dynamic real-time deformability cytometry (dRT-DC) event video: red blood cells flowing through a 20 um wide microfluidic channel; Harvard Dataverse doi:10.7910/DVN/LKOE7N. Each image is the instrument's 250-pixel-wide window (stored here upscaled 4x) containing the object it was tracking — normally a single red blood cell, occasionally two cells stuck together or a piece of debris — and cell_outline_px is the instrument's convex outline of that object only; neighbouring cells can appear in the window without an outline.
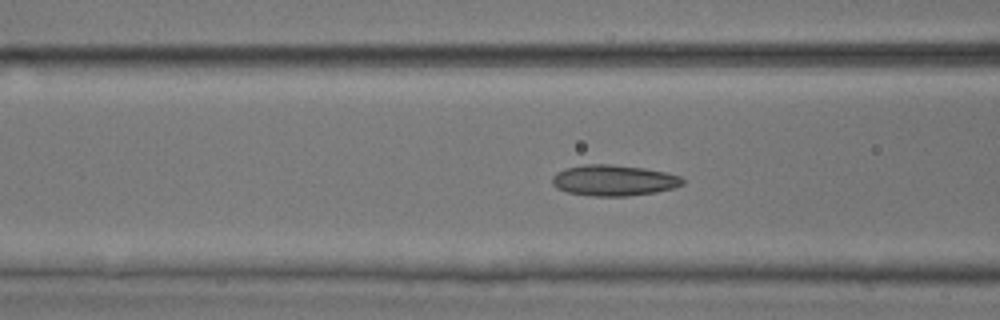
{"species": "common noctule bat (a hibernating species)", "species_latin": "Nyctalus noctula", "temperature_condition": "room temperature", "stored_images_in_passage": 43, "camera_frame_rate_fps": 3000, "um_per_image_px": 0.085, "animal": {"sex": "male", "body_mass_g": 17.9, "forearm_length_mm": 54.2}, "frame": {"image": 1, "passage_image": 17, "time_ms": 5.333, "image_size_px": [1000, 320], "cell_outline_px": [[684, 184], [672, 188], [656, 192], [628, 196], [592, 196], [568, 192], [556, 188], [552, 184], [552, 176], [556, 172], [564, 168], [584, 164], [612, 164], [644, 168], [664, 172], [680, 176], [684, 180]], "centroid_in_image_um": [52.13, 15.32], "position_along_channel_um": 114.5, "area_um2": 23.58}}
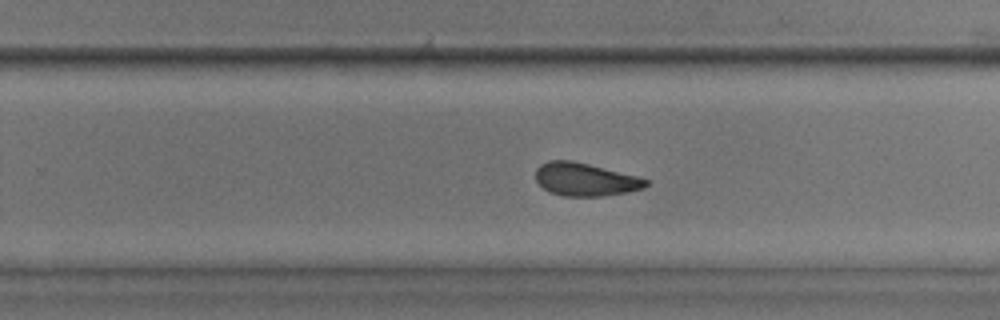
{"frame": {"image": 2, "passage_image": 30, "time_ms": 9.667, "image_size_px": [1000, 320], "cell_outline_px": [[648, 184], [644, 188], [628, 192], [600, 196], [564, 196], [548, 192], [536, 180], [536, 168], [540, 164], [548, 160], [572, 160], [636, 176], [648, 180]], "centroid_in_image_um": [49.71, 15.25], "position_along_channel_um": 280.1, "area_um2": 21.1}}
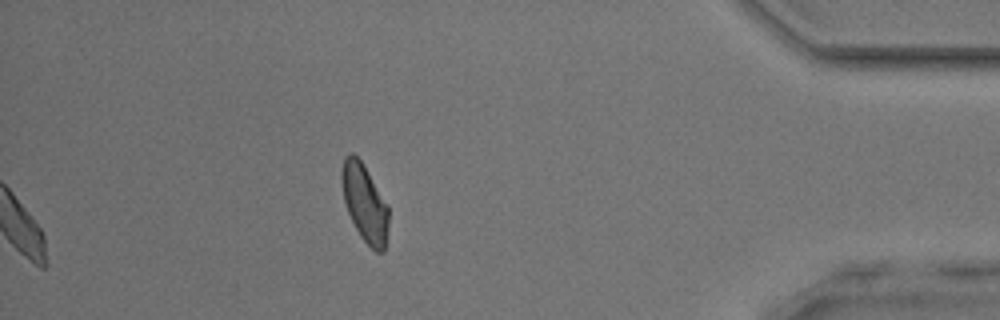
{"frame": {"image": 3, "passage_image": 43, "time_ms": 14.0, "image_size_px": [1000, 320], "cell_outline_px": [[388, 224], [384, 252], [376, 252], [360, 236], [348, 212], [344, 200], [340, 180], [340, 168], [344, 156], [348, 152], [352, 152], [360, 160], [388, 204]], "centroid_in_image_um": [30.97, 17.21], "position_along_channel_um": 404.2, "area_um2": 21.15}, "authors_computed_cell_mechanics": {"area_um2": 22.1952, "velocity_mm_per_s": 3.8394, "shape_relaxation_time_tau1_ms": 6.4969, "shape_relaxation_time_tau2_ms": 2.2548, "deformation_change_tau1": 0.1192, "deformation_change_tau2": 0.0969}}